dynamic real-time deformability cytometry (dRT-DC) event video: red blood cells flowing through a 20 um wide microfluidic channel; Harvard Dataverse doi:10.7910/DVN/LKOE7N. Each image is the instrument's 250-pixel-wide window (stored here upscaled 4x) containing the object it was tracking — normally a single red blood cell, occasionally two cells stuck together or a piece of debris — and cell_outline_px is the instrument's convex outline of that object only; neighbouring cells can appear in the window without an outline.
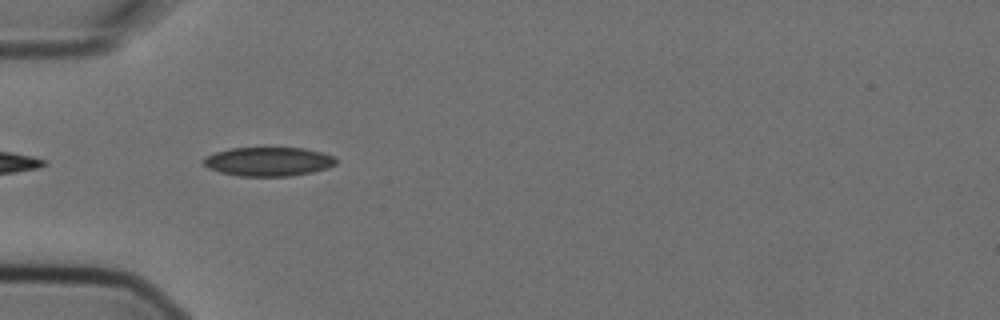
{"species": "Egyptian fruit bat (a non-hibernating species)", "species_latin": "Rousettus aegyptiacus", "temperature_condition": "cold", "stored_images_in_passage": 4, "camera_frame_rate_fps": 3000, "um_per_image_px": 0.085, "animal": {"sex": "female"}, "frame": {"image": 1, "passage_image": 3, "time_ms": 0.667, "image_size_px": [1000, 320], "cell_outline_px": [[336, 164], [328, 168], [312, 172], [288, 176], [240, 176], [220, 172], [208, 168], [204, 164], [204, 160], [208, 156], [216, 152], [232, 148], [304, 148], [320, 152], [332, 156], [336, 160]], "centroid_in_image_um": [22.83, 13.74], "position_along_channel_um": 62.2, "area_um2": 22.08}}
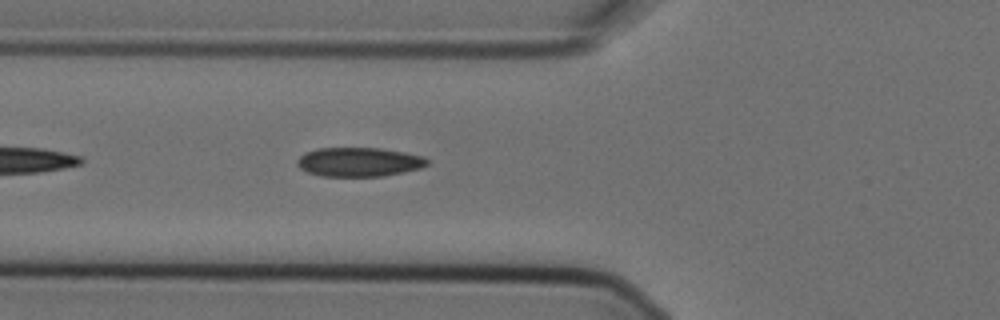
{"frame": {"image": 2, "passage_image": 4, "time_ms": 1.0, "image_size_px": [1000, 320], "cell_outline_px": [[428, 164], [420, 168], [384, 176], [320, 176], [308, 172], [300, 168], [296, 164], [296, 160], [304, 152], [320, 148], [380, 148], [404, 152], [424, 156], [428, 160]], "centroid_in_image_um": [30.49, 13.76], "position_along_channel_um": 95.3, "area_um2": 22.08}}